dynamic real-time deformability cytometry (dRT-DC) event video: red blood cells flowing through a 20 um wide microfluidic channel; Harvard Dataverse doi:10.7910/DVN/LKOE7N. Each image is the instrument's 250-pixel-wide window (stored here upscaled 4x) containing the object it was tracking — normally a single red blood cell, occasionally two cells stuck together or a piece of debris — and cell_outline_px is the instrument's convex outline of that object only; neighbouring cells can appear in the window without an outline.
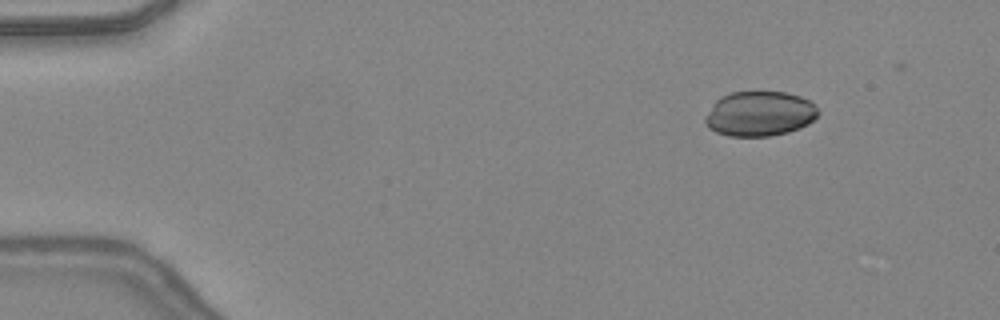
{"species": "common noctule bat (a hibernating species)", "species_latin": "Nyctalus noctula", "temperature_condition": "warm", "stored_images_in_passage": 42, "camera_frame_rate_fps": 3000, "um_per_image_px": 0.085, "animal": {"sex": "female", "body_mass_g": 24.6, "forearm_length_mm": 56.2}, "frame": {"image": 1, "passage_image": 1, "time_ms": 0.0, "image_size_px": [1000, 320], "cell_outline_px": [[820, 112], [808, 124], [800, 128], [788, 132], [768, 136], [728, 136], [716, 132], [708, 128], [704, 124], [704, 116], [712, 104], [720, 96], [732, 92], [784, 92], [800, 96], [816, 104]], "centroid_in_image_um": [64.54, 9.67], "position_along_channel_um": 20.5, "area_um2": 29.82}}
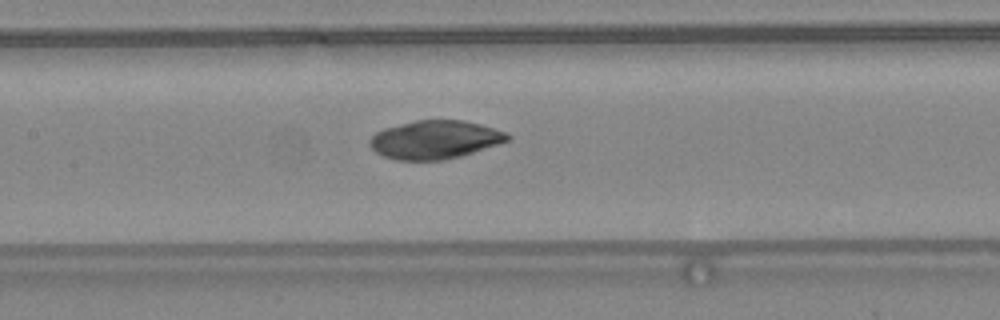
{"frame": {"image": 2, "passage_image": 18, "time_ms": 5.667, "image_size_px": [1000, 320], "cell_outline_px": [[512, 136], [508, 140], [460, 156], [444, 160], [396, 160], [384, 156], [376, 152], [368, 144], [368, 140], [376, 132], [384, 128], [416, 120], [464, 120], [480, 124], [508, 132]], "centroid_in_image_um": [36.95, 11.86], "position_along_channel_um": 170.5, "area_um2": 30.69}}
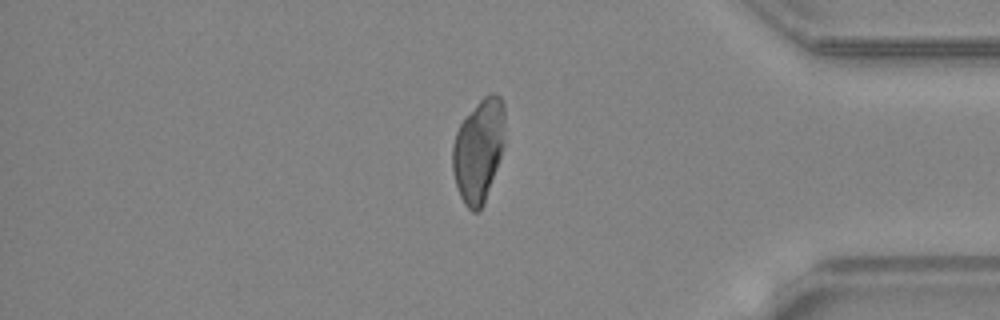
{"frame": {"image": 3, "passage_image": 35, "time_ms": 11.333, "image_size_px": [1000, 320], "cell_outline_px": [[508, 140], [484, 204], [480, 212], [472, 212], [464, 204], [460, 196], [452, 172], [452, 144], [456, 132], [460, 124], [476, 104], [488, 92], [496, 92], [500, 96], [504, 104]], "centroid_in_image_um": [40.74, 12.76], "position_along_channel_um": 394.5, "area_um2": 32.71}}